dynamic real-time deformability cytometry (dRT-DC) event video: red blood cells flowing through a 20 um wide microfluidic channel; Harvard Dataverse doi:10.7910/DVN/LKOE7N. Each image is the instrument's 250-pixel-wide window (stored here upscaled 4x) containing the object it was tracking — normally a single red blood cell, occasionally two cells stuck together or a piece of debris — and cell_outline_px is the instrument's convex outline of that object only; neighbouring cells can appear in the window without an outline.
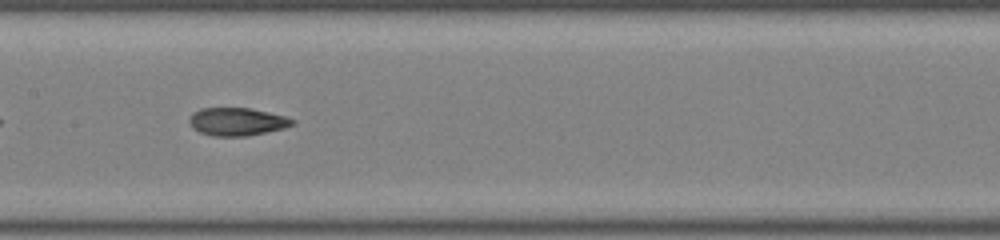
{"species": "common noctule bat (a hibernating species)", "species_latin": "Nyctalus noctula", "temperature_condition": "room temperature", "stored_images_in_passage": 36, "camera_frame_rate_fps": 3000, "um_per_image_px": 0.085, "animal": {"sex": "male", "body_mass_g": 19.0, "forearm_length_mm": 50.8}, "frame": {"image": 1, "passage_image": 11, "time_ms": 3.333, "image_size_px": [1000, 240], "cell_outline_px": [[296, 124], [284, 128], [248, 136], [212, 136], [200, 132], [192, 128], [188, 120], [192, 112], [200, 108], [248, 108], [268, 112], [284, 116], [296, 120]], "centroid_in_image_um": [20.13, 10.34], "position_along_channel_um": 187.3, "area_um2": 16.88}, "authors_computed_cell_mechanics": {"area_um2": 16.7909, "velocity_mm_per_s": 4.0248, "shape_relaxation_time_tau1_ms": null, "shape_relaxation_time_tau2_ms": 2.4398, "deformation_change_tau1": null, "deformation_change_tau2": 0.1028}}